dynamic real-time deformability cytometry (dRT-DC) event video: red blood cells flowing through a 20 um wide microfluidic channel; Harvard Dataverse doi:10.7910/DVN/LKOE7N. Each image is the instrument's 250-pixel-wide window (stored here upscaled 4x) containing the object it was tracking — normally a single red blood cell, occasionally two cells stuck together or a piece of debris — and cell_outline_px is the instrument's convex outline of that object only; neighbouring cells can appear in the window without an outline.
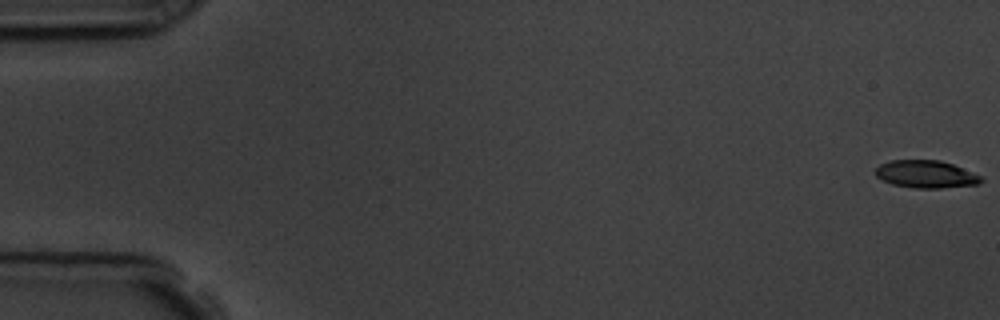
{"species": "common noctule bat (a hibernating species)", "species_latin": "Nyctalus noctula", "temperature_condition": "room temperature", "stored_images_in_passage": 57, "camera_frame_rate_fps": 3000, "um_per_image_px": 0.085, "animal": {"sex": "male", "body_mass_g": 19.5, "forearm_length_mm": 54.6}, "frame": {"image": 1, "passage_image": 1, "time_ms": 0.0, "image_size_px": [1000, 320], "cell_outline_px": [[984, 180], [980, 184], [940, 188], [912, 188], [892, 184], [876, 176], [876, 168], [880, 164], [892, 160], [940, 160], [952, 164], [972, 172], [980, 176]], "centroid_in_image_um": [78.71, 14.81], "position_along_channel_um": 6.3, "area_um2": 16.88}}
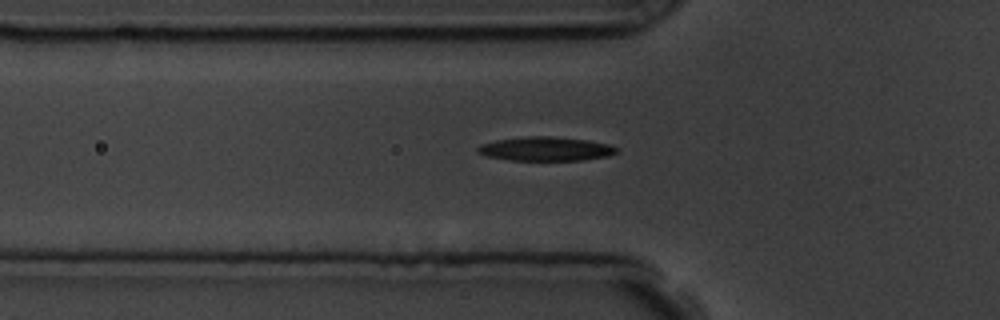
{"frame": {"image": 2, "passage_image": 20, "time_ms": 6.333, "image_size_px": [1000, 320], "cell_outline_px": [[620, 152], [608, 156], [584, 160], [512, 160], [488, 156], [476, 152], [476, 148], [480, 144], [496, 140], [528, 136], [552, 136], [588, 140], [608, 144], [620, 148]], "centroid_in_image_um": [46.43, 12.65], "position_along_channel_um": 79.4, "area_um2": 19.54}}
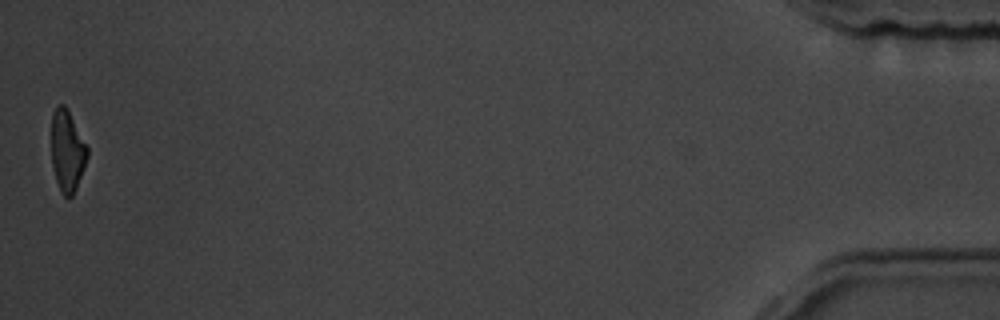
{"frame": {"image": 3, "passage_image": 57, "time_ms": 18.667, "image_size_px": [1000, 320], "cell_outline_px": [[88, 156], [84, 168], [76, 188], [72, 196], [68, 200], [60, 192], [56, 180], [52, 164], [52, 112], [56, 104], [64, 104], [68, 108], [88, 148]], "centroid_in_image_um": [5.71, 12.81], "position_along_channel_um": 429.5, "area_um2": 17.22}, "authors_computed_cell_mechanics": {"area_um2": 18.9006, "velocity_mm_per_s": 3.6096, "shape_relaxation_time_tau1_ms": 2.9978, "shape_relaxation_time_tau2_ms": 5.2423, "deformation_change_tau1": 0.1572, "deformation_change_tau2": 0.1281}}